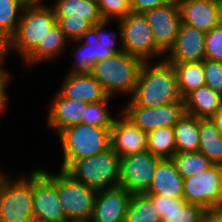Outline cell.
I'll list each match as a JSON object with an SVG mask.
<instances>
[{
    "instance_id": "6da1fadb",
    "label": "cell",
    "mask_w": 222,
    "mask_h": 222,
    "mask_svg": "<svg viewBox=\"0 0 222 222\" xmlns=\"http://www.w3.org/2000/svg\"><path fill=\"white\" fill-rule=\"evenodd\" d=\"M151 64L143 63L134 93L126 105L159 107L184 101L178 89L173 64L165 59Z\"/></svg>"
},
{
    "instance_id": "7a4b0ae2",
    "label": "cell",
    "mask_w": 222,
    "mask_h": 222,
    "mask_svg": "<svg viewBox=\"0 0 222 222\" xmlns=\"http://www.w3.org/2000/svg\"><path fill=\"white\" fill-rule=\"evenodd\" d=\"M143 61L127 52L115 53L93 65L90 74L102 85L109 97L114 94L132 96Z\"/></svg>"
},
{
    "instance_id": "3957f363",
    "label": "cell",
    "mask_w": 222,
    "mask_h": 222,
    "mask_svg": "<svg viewBox=\"0 0 222 222\" xmlns=\"http://www.w3.org/2000/svg\"><path fill=\"white\" fill-rule=\"evenodd\" d=\"M63 151L61 169L72 162L102 153L111 147V130L87 124H75L58 134Z\"/></svg>"
},
{
    "instance_id": "277c9868",
    "label": "cell",
    "mask_w": 222,
    "mask_h": 222,
    "mask_svg": "<svg viewBox=\"0 0 222 222\" xmlns=\"http://www.w3.org/2000/svg\"><path fill=\"white\" fill-rule=\"evenodd\" d=\"M57 24V18L50 5L30 0L25 6L15 34L10 38V50L24 59L49 29Z\"/></svg>"
},
{
    "instance_id": "5b68a950",
    "label": "cell",
    "mask_w": 222,
    "mask_h": 222,
    "mask_svg": "<svg viewBox=\"0 0 222 222\" xmlns=\"http://www.w3.org/2000/svg\"><path fill=\"white\" fill-rule=\"evenodd\" d=\"M65 171L96 191L120 186V157L111 147L72 162Z\"/></svg>"
},
{
    "instance_id": "8992f818",
    "label": "cell",
    "mask_w": 222,
    "mask_h": 222,
    "mask_svg": "<svg viewBox=\"0 0 222 222\" xmlns=\"http://www.w3.org/2000/svg\"><path fill=\"white\" fill-rule=\"evenodd\" d=\"M50 6L69 41L89 37L93 25L103 20L97 0H56Z\"/></svg>"
},
{
    "instance_id": "52a82bcc",
    "label": "cell",
    "mask_w": 222,
    "mask_h": 222,
    "mask_svg": "<svg viewBox=\"0 0 222 222\" xmlns=\"http://www.w3.org/2000/svg\"><path fill=\"white\" fill-rule=\"evenodd\" d=\"M118 35L124 52L151 62L156 56L164 59V53L157 47L150 25L143 13L131 12L117 22Z\"/></svg>"
},
{
    "instance_id": "ba28073f",
    "label": "cell",
    "mask_w": 222,
    "mask_h": 222,
    "mask_svg": "<svg viewBox=\"0 0 222 222\" xmlns=\"http://www.w3.org/2000/svg\"><path fill=\"white\" fill-rule=\"evenodd\" d=\"M33 217L42 222H69L58 195V173L32 170Z\"/></svg>"
},
{
    "instance_id": "9c48e42d",
    "label": "cell",
    "mask_w": 222,
    "mask_h": 222,
    "mask_svg": "<svg viewBox=\"0 0 222 222\" xmlns=\"http://www.w3.org/2000/svg\"><path fill=\"white\" fill-rule=\"evenodd\" d=\"M15 180L5 176L0 184V222H29L33 219L32 171Z\"/></svg>"
},
{
    "instance_id": "30bf717a",
    "label": "cell",
    "mask_w": 222,
    "mask_h": 222,
    "mask_svg": "<svg viewBox=\"0 0 222 222\" xmlns=\"http://www.w3.org/2000/svg\"><path fill=\"white\" fill-rule=\"evenodd\" d=\"M96 192L65 170L58 172L59 200L69 222L91 219Z\"/></svg>"
},
{
    "instance_id": "8fae6325",
    "label": "cell",
    "mask_w": 222,
    "mask_h": 222,
    "mask_svg": "<svg viewBox=\"0 0 222 222\" xmlns=\"http://www.w3.org/2000/svg\"><path fill=\"white\" fill-rule=\"evenodd\" d=\"M183 198L206 210L222 206V165H213L205 172L184 178Z\"/></svg>"
},
{
    "instance_id": "7c38bea8",
    "label": "cell",
    "mask_w": 222,
    "mask_h": 222,
    "mask_svg": "<svg viewBox=\"0 0 222 222\" xmlns=\"http://www.w3.org/2000/svg\"><path fill=\"white\" fill-rule=\"evenodd\" d=\"M161 159L148 150L120 158V186L131 194H145Z\"/></svg>"
},
{
    "instance_id": "4fadbf2b",
    "label": "cell",
    "mask_w": 222,
    "mask_h": 222,
    "mask_svg": "<svg viewBox=\"0 0 222 222\" xmlns=\"http://www.w3.org/2000/svg\"><path fill=\"white\" fill-rule=\"evenodd\" d=\"M121 112L136 126L148 133L159 127H174L185 113L184 101L159 107L124 105Z\"/></svg>"
},
{
    "instance_id": "5bb4252c",
    "label": "cell",
    "mask_w": 222,
    "mask_h": 222,
    "mask_svg": "<svg viewBox=\"0 0 222 222\" xmlns=\"http://www.w3.org/2000/svg\"><path fill=\"white\" fill-rule=\"evenodd\" d=\"M151 27L157 47L166 55L174 45L181 21L177 1L143 12Z\"/></svg>"
},
{
    "instance_id": "9a60e30c",
    "label": "cell",
    "mask_w": 222,
    "mask_h": 222,
    "mask_svg": "<svg viewBox=\"0 0 222 222\" xmlns=\"http://www.w3.org/2000/svg\"><path fill=\"white\" fill-rule=\"evenodd\" d=\"M132 194L117 186L98 190L95 195L91 222H125Z\"/></svg>"
},
{
    "instance_id": "2e32d148",
    "label": "cell",
    "mask_w": 222,
    "mask_h": 222,
    "mask_svg": "<svg viewBox=\"0 0 222 222\" xmlns=\"http://www.w3.org/2000/svg\"><path fill=\"white\" fill-rule=\"evenodd\" d=\"M206 33L181 23L174 45L164 59L170 63L200 62L205 59Z\"/></svg>"
},
{
    "instance_id": "e0dca14e",
    "label": "cell",
    "mask_w": 222,
    "mask_h": 222,
    "mask_svg": "<svg viewBox=\"0 0 222 222\" xmlns=\"http://www.w3.org/2000/svg\"><path fill=\"white\" fill-rule=\"evenodd\" d=\"M111 128V148L120 158L147 150V133L130 121L122 112H118Z\"/></svg>"
},
{
    "instance_id": "ac0fdd59",
    "label": "cell",
    "mask_w": 222,
    "mask_h": 222,
    "mask_svg": "<svg viewBox=\"0 0 222 222\" xmlns=\"http://www.w3.org/2000/svg\"><path fill=\"white\" fill-rule=\"evenodd\" d=\"M156 207L162 222H205L206 209L187 203L184 198L145 194Z\"/></svg>"
},
{
    "instance_id": "d6986e66",
    "label": "cell",
    "mask_w": 222,
    "mask_h": 222,
    "mask_svg": "<svg viewBox=\"0 0 222 222\" xmlns=\"http://www.w3.org/2000/svg\"><path fill=\"white\" fill-rule=\"evenodd\" d=\"M52 100L47 127L54 129L57 135L69 126L83 123L87 102L67 99L59 91Z\"/></svg>"
},
{
    "instance_id": "ffe728a7",
    "label": "cell",
    "mask_w": 222,
    "mask_h": 222,
    "mask_svg": "<svg viewBox=\"0 0 222 222\" xmlns=\"http://www.w3.org/2000/svg\"><path fill=\"white\" fill-rule=\"evenodd\" d=\"M178 4L182 23L204 33L218 26L219 0H182Z\"/></svg>"
},
{
    "instance_id": "44dd1931",
    "label": "cell",
    "mask_w": 222,
    "mask_h": 222,
    "mask_svg": "<svg viewBox=\"0 0 222 222\" xmlns=\"http://www.w3.org/2000/svg\"><path fill=\"white\" fill-rule=\"evenodd\" d=\"M59 92L67 99L93 103L105 100L108 95L90 73H67Z\"/></svg>"
},
{
    "instance_id": "7402d4cb",
    "label": "cell",
    "mask_w": 222,
    "mask_h": 222,
    "mask_svg": "<svg viewBox=\"0 0 222 222\" xmlns=\"http://www.w3.org/2000/svg\"><path fill=\"white\" fill-rule=\"evenodd\" d=\"M184 179L177 171L172 158L161 159L145 194H157L173 199L183 198Z\"/></svg>"
},
{
    "instance_id": "603a6c76",
    "label": "cell",
    "mask_w": 222,
    "mask_h": 222,
    "mask_svg": "<svg viewBox=\"0 0 222 222\" xmlns=\"http://www.w3.org/2000/svg\"><path fill=\"white\" fill-rule=\"evenodd\" d=\"M183 100L185 113L200 119L211 118L222 106V94L207 85L192 91Z\"/></svg>"
},
{
    "instance_id": "cb8c5ba5",
    "label": "cell",
    "mask_w": 222,
    "mask_h": 222,
    "mask_svg": "<svg viewBox=\"0 0 222 222\" xmlns=\"http://www.w3.org/2000/svg\"><path fill=\"white\" fill-rule=\"evenodd\" d=\"M67 42L69 40L65 37L59 25L56 24L49 29L43 41H40L23 60L30 66L44 61L51 62L64 52V48L68 45Z\"/></svg>"
},
{
    "instance_id": "d4e9b609",
    "label": "cell",
    "mask_w": 222,
    "mask_h": 222,
    "mask_svg": "<svg viewBox=\"0 0 222 222\" xmlns=\"http://www.w3.org/2000/svg\"><path fill=\"white\" fill-rule=\"evenodd\" d=\"M173 129L176 153L197 152L199 150V118L184 113Z\"/></svg>"
},
{
    "instance_id": "484cf974",
    "label": "cell",
    "mask_w": 222,
    "mask_h": 222,
    "mask_svg": "<svg viewBox=\"0 0 222 222\" xmlns=\"http://www.w3.org/2000/svg\"><path fill=\"white\" fill-rule=\"evenodd\" d=\"M199 152L214 165H222V134L210 118H199Z\"/></svg>"
},
{
    "instance_id": "4316f807",
    "label": "cell",
    "mask_w": 222,
    "mask_h": 222,
    "mask_svg": "<svg viewBox=\"0 0 222 222\" xmlns=\"http://www.w3.org/2000/svg\"><path fill=\"white\" fill-rule=\"evenodd\" d=\"M172 64L176 72L178 89L183 99L192 91L205 85L203 61Z\"/></svg>"
},
{
    "instance_id": "83f0119b",
    "label": "cell",
    "mask_w": 222,
    "mask_h": 222,
    "mask_svg": "<svg viewBox=\"0 0 222 222\" xmlns=\"http://www.w3.org/2000/svg\"><path fill=\"white\" fill-rule=\"evenodd\" d=\"M147 150L160 158H172L176 153L173 127H159L147 133Z\"/></svg>"
},
{
    "instance_id": "f1b7e54d",
    "label": "cell",
    "mask_w": 222,
    "mask_h": 222,
    "mask_svg": "<svg viewBox=\"0 0 222 222\" xmlns=\"http://www.w3.org/2000/svg\"><path fill=\"white\" fill-rule=\"evenodd\" d=\"M125 222H162L159 212L145 194H132Z\"/></svg>"
},
{
    "instance_id": "f546056e",
    "label": "cell",
    "mask_w": 222,
    "mask_h": 222,
    "mask_svg": "<svg viewBox=\"0 0 222 222\" xmlns=\"http://www.w3.org/2000/svg\"><path fill=\"white\" fill-rule=\"evenodd\" d=\"M172 160L182 178L207 171L214 164L201 152L175 153Z\"/></svg>"
},
{
    "instance_id": "4dcf8cb0",
    "label": "cell",
    "mask_w": 222,
    "mask_h": 222,
    "mask_svg": "<svg viewBox=\"0 0 222 222\" xmlns=\"http://www.w3.org/2000/svg\"><path fill=\"white\" fill-rule=\"evenodd\" d=\"M30 0H0V29L10 38L15 34L23 10Z\"/></svg>"
},
{
    "instance_id": "1f68e13d",
    "label": "cell",
    "mask_w": 222,
    "mask_h": 222,
    "mask_svg": "<svg viewBox=\"0 0 222 222\" xmlns=\"http://www.w3.org/2000/svg\"><path fill=\"white\" fill-rule=\"evenodd\" d=\"M69 42L78 44L72 47V50L76 48V51L73 52L76 59H74L75 66L69 73H90L96 63L95 41L87 37Z\"/></svg>"
},
{
    "instance_id": "d6a6232c",
    "label": "cell",
    "mask_w": 222,
    "mask_h": 222,
    "mask_svg": "<svg viewBox=\"0 0 222 222\" xmlns=\"http://www.w3.org/2000/svg\"><path fill=\"white\" fill-rule=\"evenodd\" d=\"M109 99H111V97L108 96L105 100L88 103L86 114L83 117V124L99 126L111 130L115 118L109 114Z\"/></svg>"
},
{
    "instance_id": "836d02e7",
    "label": "cell",
    "mask_w": 222,
    "mask_h": 222,
    "mask_svg": "<svg viewBox=\"0 0 222 222\" xmlns=\"http://www.w3.org/2000/svg\"><path fill=\"white\" fill-rule=\"evenodd\" d=\"M100 15L103 20H119L132 12L130 0H97Z\"/></svg>"
},
{
    "instance_id": "e575fe53",
    "label": "cell",
    "mask_w": 222,
    "mask_h": 222,
    "mask_svg": "<svg viewBox=\"0 0 222 222\" xmlns=\"http://www.w3.org/2000/svg\"><path fill=\"white\" fill-rule=\"evenodd\" d=\"M109 22H111V20H102L93 25L89 38L101 45L110 46V50H113L115 53L124 52L122 46H115L116 33L113 31L111 33L105 32V28L107 25L109 26Z\"/></svg>"
},
{
    "instance_id": "d590c367",
    "label": "cell",
    "mask_w": 222,
    "mask_h": 222,
    "mask_svg": "<svg viewBox=\"0 0 222 222\" xmlns=\"http://www.w3.org/2000/svg\"><path fill=\"white\" fill-rule=\"evenodd\" d=\"M205 59L222 62V28L217 26L205 36Z\"/></svg>"
},
{
    "instance_id": "8d00e7d4",
    "label": "cell",
    "mask_w": 222,
    "mask_h": 222,
    "mask_svg": "<svg viewBox=\"0 0 222 222\" xmlns=\"http://www.w3.org/2000/svg\"><path fill=\"white\" fill-rule=\"evenodd\" d=\"M203 66L205 85L222 94V62L204 59Z\"/></svg>"
},
{
    "instance_id": "74e56055",
    "label": "cell",
    "mask_w": 222,
    "mask_h": 222,
    "mask_svg": "<svg viewBox=\"0 0 222 222\" xmlns=\"http://www.w3.org/2000/svg\"><path fill=\"white\" fill-rule=\"evenodd\" d=\"M5 61L0 60V113L4 112L3 110L7 107V100L9 97L7 96V87L10 81V72L4 69Z\"/></svg>"
},
{
    "instance_id": "f35d334b",
    "label": "cell",
    "mask_w": 222,
    "mask_h": 222,
    "mask_svg": "<svg viewBox=\"0 0 222 222\" xmlns=\"http://www.w3.org/2000/svg\"><path fill=\"white\" fill-rule=\"evenodd\" d=\"M172 2L173 0H130V6L132 12L143 13L149 9L160 7Z\"/></svg>"
},
{
    "instance_id": "ab89813d",
    "label": "cell",
    "mask_w": 222,
    "mask_h": 222,
    "mask_svg": "<svg viewBox=\"0 0 222 222\" xmlns=\"http://www.w3.org/2000/svg\"><path fill=\"white\" fill-rule=\"evenodd\" d=\"M115 54L113 50H110V46H104L95 41V55L96 63L107 59Z\"/></svg>"
},
{
    "instance_id": "60d3db41",
    "label": "cell",
    "mask_w": 222,
    "mask_h": 222,
    "mask_svg": "<svg viewBox=\"0 0 222 222\" xmlns=\"http://www.w3.org/2000/svg\"><path fill=\"white\" fill-rule=\"evenodd\" d=\"M10 53V37L0 29V60L6 61Z\"/></svg>"
},
{
    "instance_id": "b9f144b4",
    "label": "cell",
    "mask_w": 222,
    "mask_h": 222,
    "mask_svg": "<svg viewBox=\"0 0 222 222\" xmlns=\"http://www.w3.org/2000/svg\"><path fill=\"white\" fill-rule=\"evenodd\" d=\"M205 222H222V206L207 209Z\"/></svg>"
},
{
    "instance_id": "7bdbcfd3",
    "label": "cell",
    "mask_w": 222,
    "mask_h": 222,
    "mask_svg": "<svg viewBox=\"0 0 222 222\" xmlns=\"http://www.w3.org/2000/svg\"><path fill=\"white\" fill-rule=\"evenodd\" d=\"M218 131L222 134V106L218 112L210 118Z\"/></svg>"
},
{
    "instance_id": "ee69618b",
    "label": "cell",
    "mask_w": 222,
    "mask_h": 222,
    "mask_svg": "<svg viewBox=\"0 0 222 222\" xmlns=\"http://www.w3.org/2000/svg\"><path fill=\"white\" fill-rule=\"evenodd\" d=\"M218 26L222 28V0H219Z\"/></svg>"
},
{
    "instance_id": "f6af8a7d",
    "label": "cell",
    "mask_w": 222,
    "mask_h": 222,
    "mask_svg": "<svg viewBox=\"0 0 222 222\" xmlns=\"http://www.w3.org/2000/svg\"><path fill=\"white\" fill-rule=\"evenodd\" d=\"M5 176L6 175L3 172H1V170H0V184Z\"/></svg>"
},
{
    "instance_id": "bcb514c9",
    "label": "cell",
    "mask_w": 222,
    "mask_h": 222,
    "mask_svg": "<svg viewBox=\"0 0 222 222\" xmlns=\"http://www.w3.org/2000/svg\"><path fill=\"white\" fill-rule=\"evenodd\" d=\"M29 222H42V221H40V220H38V219L33 218V219H31Z\"/></svg>"
},
{
    "instance_id": "7dc6e473",
    "label": "cell",
    "mask_w": 222,
    "mask_h": 222,
    "mask_svg": "<svg viewBox=\"0 0 222 222\" xmlns=\"http://www.w3.org/2000/svg\"><path fill=\"white\" fill-rule=\"evenodd\" d=\"M73 222H91V221L89 220V221H73Z\"/></svg>"
}]
</instances>
